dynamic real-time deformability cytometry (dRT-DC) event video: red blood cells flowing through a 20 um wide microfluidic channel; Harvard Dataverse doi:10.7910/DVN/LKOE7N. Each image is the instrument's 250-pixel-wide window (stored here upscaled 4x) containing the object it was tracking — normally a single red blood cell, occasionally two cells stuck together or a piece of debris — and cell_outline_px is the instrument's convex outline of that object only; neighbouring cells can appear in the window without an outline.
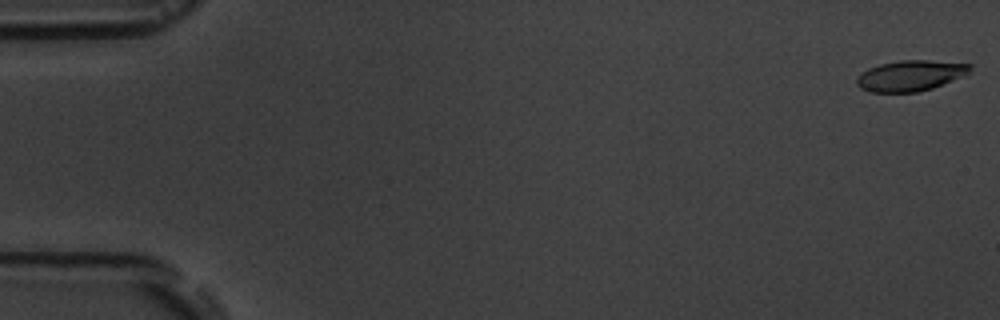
{"species": "common noctule bat (a hibernating species)", "species_latin": "Nyctalus noctula", "temperature_condition": "room temperature", "stored_images_in_passage": 4, "camera_frame_rate_fps": 3000, "um_per_image_px": 0.085, "animal": {"sex": "male", "body_mass_g": 19.5, "forearm_length_mm": 54.6}, "frame": {"image": 1, "passage_image": 1, "time_ms": 0.0, "image_size_px": [1000, 320], "cell_outline_px": [[972, 68], [964, 76], [932, 88], [916, 92], [868, 92], [860, 88], [856, 84], [856, 80], [860, 72], [868, 68], [880, 64], [900, 60], [928, 60], [972, 64]], "centroid_in_image_um": [77.36, 6.43], "position_along_channel_um": 7.6, "area_um2": 20.35}}